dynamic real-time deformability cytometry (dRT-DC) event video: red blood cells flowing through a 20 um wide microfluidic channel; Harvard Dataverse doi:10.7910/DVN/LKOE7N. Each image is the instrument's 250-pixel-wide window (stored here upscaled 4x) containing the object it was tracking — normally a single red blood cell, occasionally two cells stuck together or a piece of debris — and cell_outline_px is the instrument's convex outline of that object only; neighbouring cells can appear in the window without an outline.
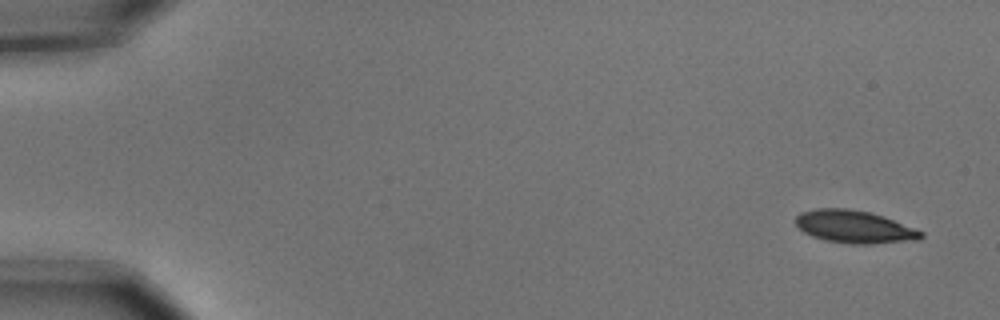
{"species": "common noctule bat (a hibernating species)", "species_latin": "Nyctalus noctula", "temperature_condition": "cold", "stored_images_in_passage": 4, "camera_frame_rate_fps": 3000, "um_per_image_px": 0.085, "animal": {"sex": "male", "body_mass_g": 15.6}, "frame": {"image": 1, "passage_image": 1, "time_ms": 0.0, "image_size_px": [1000, 320], "cell_outline_px": [[924, 236], [920, 240], [872, 244], [852, 244], [828, 240], [812, 236], [804, 232], [796, 224], [796, 216], [800, 212], [816, 208], [848, 208], [868, 212], [892, 220], [924, 232]], "centroid_in_image_um": [72.62, 19.28], "position_along_channel_um": 12.4, "area_um2": 23.64}}
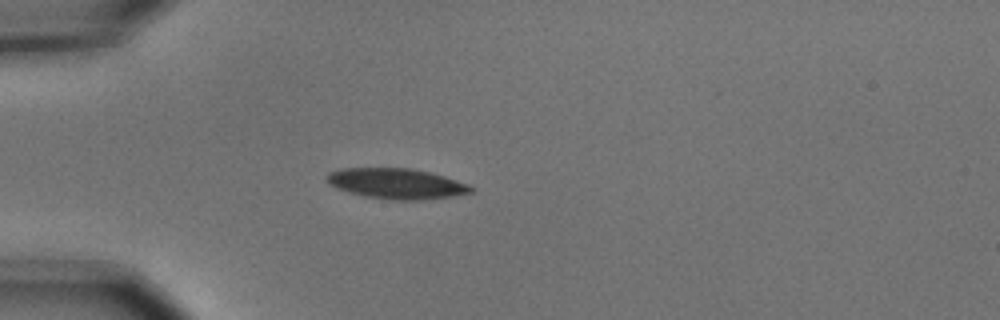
{"frame": {"image": 2, "passage_image": 4, "time_ms": 1.0, "image_size_px": [1000, 320], "cell_outline_px": [[476, 188], [472, 192], [452, 196], [424, 200], [392, 200], [364, 196], [340, 188], [332, 184], [324, 176], [328, 172], [340, 168], [412, 168], [444, 176], [468, 184]], "centroid_in_image_um": [33.74, 15.6], "position_along_channel_um": 51.3, "area_um2": 25.43}}